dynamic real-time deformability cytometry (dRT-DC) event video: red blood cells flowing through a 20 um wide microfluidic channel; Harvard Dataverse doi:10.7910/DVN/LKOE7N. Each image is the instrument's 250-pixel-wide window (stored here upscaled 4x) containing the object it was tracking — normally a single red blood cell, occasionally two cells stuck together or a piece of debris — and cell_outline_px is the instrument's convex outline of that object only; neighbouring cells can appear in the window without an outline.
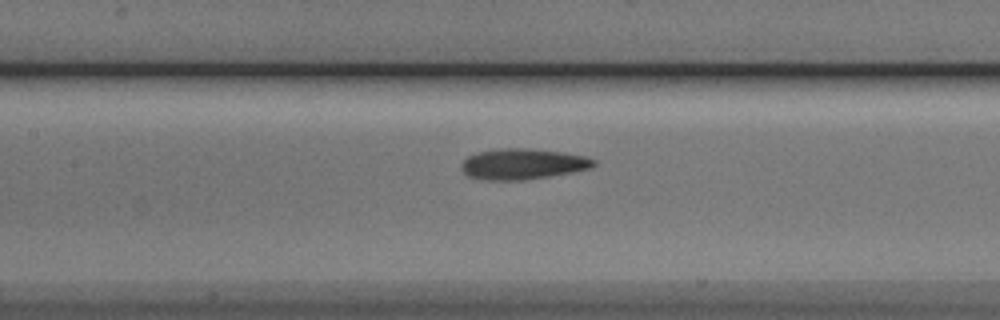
{"species": "Egyptian fruit bat (a non-hibernating species)", "species_latin": "Rousettus aegyptiacus", "temperature_condition": "cold", "stored_images_in_passage": 28, "camera_frame_rate_fps": 3000, "um_per_image_px": 0.085, "animal": {"sex": "male"}, "frame": {"image": 1, "passage_image": 9, "time_ms": 2.667, "image_size_px": [1000, 320], "cell_outline_px": [[596, 164], [592, 168], [572, 172], [524, 180], [480, 180], [468, 176], [460, 168], [460, 164], [468, 156], [476, 152], [504, 148], [524, 148], [564, 152], [584, 156], [596, 160]], "centroid_in_image_um": [44.41, 13.94], "position_along_channel_um": 163.0, "area_um2": 23.81}}
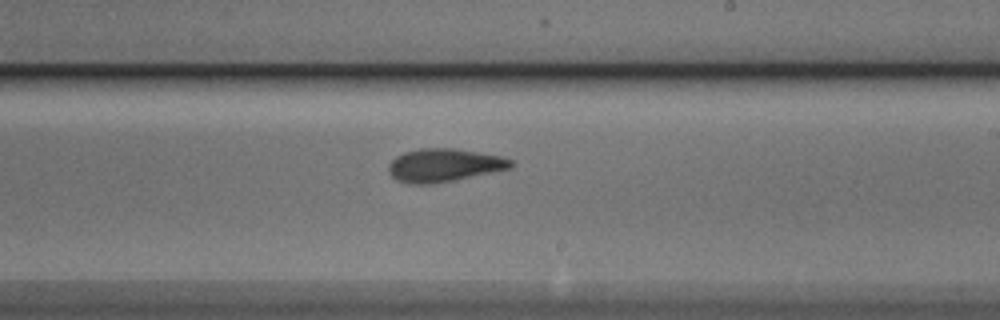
{"frame": {"image": 2, "passage_image": 16, "time_ms": 5.0, "image_size_px": [1000, 320], "cell_outline_px": [[512, 168], [432, 184], [408, 184], [396, 180], [388, 172], [388, 164], [396, 156], [404, 152], [420, 148], [452, 148], [500, 156], [512, 160]], "centroid_in_image_um": [37.68, 14.04], "position_along_channel_um": 251.3, "area_um2": 23.47}}
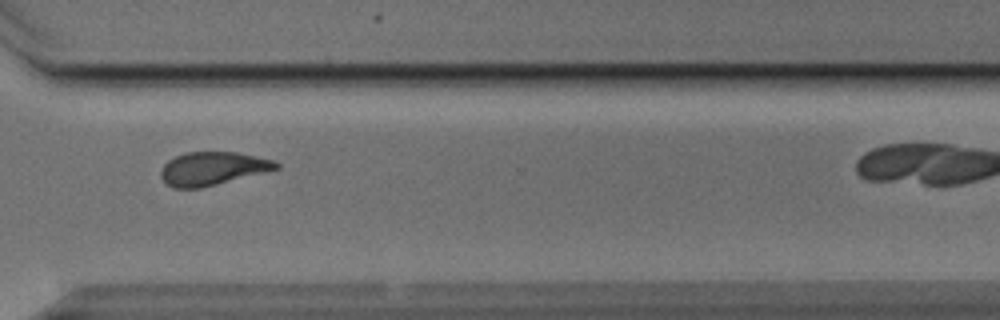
{"frame": {"image": 3, "passage_image": 24, "time_ms": 7.667, "image_size_px": [1000, 320], "cell_outline_px": [[280, 168], [200, 188], [172, 188], [160, 176], [160, 172], [164, 164], [168, 160], [184, 152], [236, 152], [256, 156], [272, 160], [280, 164]], "centroid_in_image_um": [18.04, 14.32], "position_along_channel_um": 352.6, "area_um2": 22.14}}